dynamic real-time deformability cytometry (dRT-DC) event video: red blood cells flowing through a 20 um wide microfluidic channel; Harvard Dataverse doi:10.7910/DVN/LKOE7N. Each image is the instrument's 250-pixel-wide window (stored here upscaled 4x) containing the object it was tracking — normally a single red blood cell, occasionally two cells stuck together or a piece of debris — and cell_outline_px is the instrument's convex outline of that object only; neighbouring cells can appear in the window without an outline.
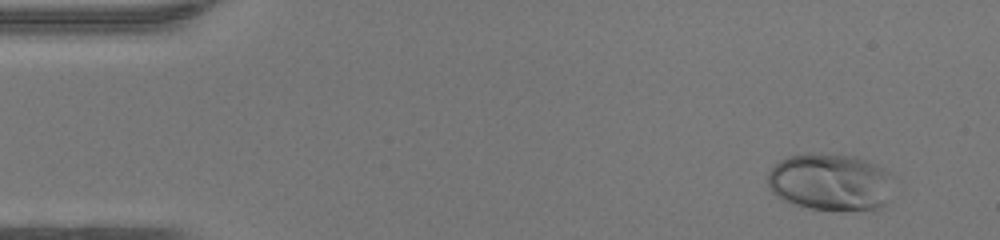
{"species": "human", "species_latin": "Homo sapiens", "temperature_condition": "warm", "stored_images_in_passage": 47, "camera_frame_rate_fps": 3000, "um_per_image_px": 0.085, "donor": {"sex": "female"}, "frame": {"image": 1, "passage_image": 3, "time_ms": 0.667, "image_size_px": [1000, 240], "cell_outline_px": [[888, 200], [884, 204], [872, 212], [812, 208], [792, 204], [776, 196], [772, 192], [768, 184], [768, 172], [780, 160], [788, 156], [808, 152], [812, 152], [856, 156], [880, 164], [888, 172]], "centroid_in_image_um": [70.56, 15.47], "position_along_channel_um": 14.4, "area_um2": 42.25}}
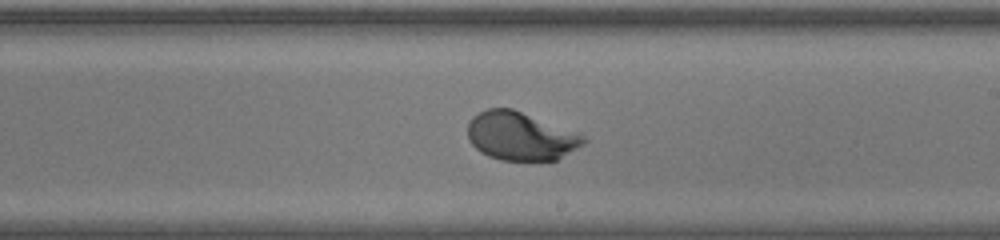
{"frame": {"image": 2, "passage_image": 27, "time_ms": 8.667, "image_size_px": [1000, 240], "cell_outline_px": [[588, 140], [584, 144], [556, 160], [500, 160], [488, 156], [480, 152], [468, 140], [468, 120], [472, 116], [488, 108], [512, 108], [584, 136]], "centroid_in_image_um": [44.19, 11.58], "position_along_channel_um": 244.8, "area_um2": 32.31}}
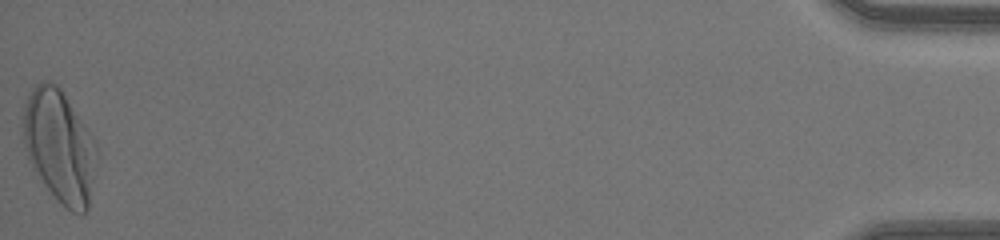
{"frame": {"image": 3, "passage_image": 47, "time_ms": 15.333, "image_size_px": [1000, 240], "cell_outline_px": [[96, 152], [88, 208], [80, 216], [72, 212], [56, 200], [44, 184], [28, 160], [24, 144], [20, 116], [28, 96], [32, 88], [36, 84], [44, 80], [48, 80], [56, 84], [60, 88], [92, 136], [96, 144]], "centroid_in_image_um": [5.0, 12.41], "position_along_channel_um": 430.2, "area_um2": 48.03}, "authors_computed_cell_mechanics": {"area_um2": 33.524, "velocity_mm_per_s": 4.3416, "shape_relaxation_time_tau1_ms": 2.3345, "shape_relaxation_time_tau2_ms": null, "deformation_change_tau1": 0.1896, "deformation_change_tau2": null}}